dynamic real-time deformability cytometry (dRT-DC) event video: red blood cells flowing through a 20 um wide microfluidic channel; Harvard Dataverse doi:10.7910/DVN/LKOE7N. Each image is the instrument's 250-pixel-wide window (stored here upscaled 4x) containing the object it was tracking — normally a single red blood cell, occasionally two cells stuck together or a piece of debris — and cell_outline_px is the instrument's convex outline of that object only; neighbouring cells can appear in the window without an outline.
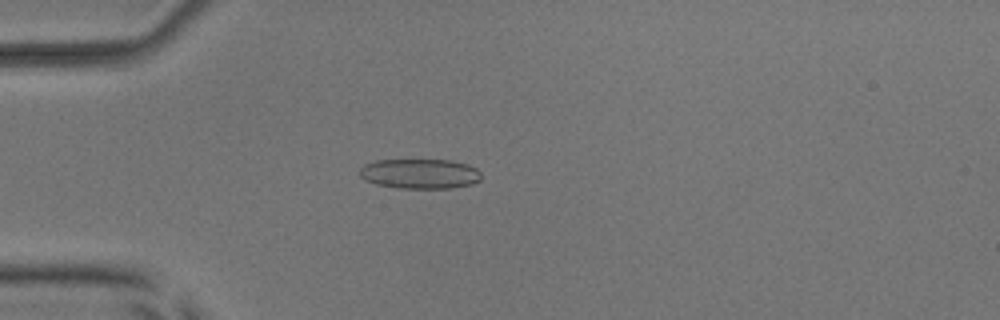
{"species": "common noctule bat (a hibernating species)", "species_latin": "Nyctalus noctula", "temperature_condition": "room temperature", "stored_images_in_passage": 43, "camera_frame_rate_fps": 3000, "um_per_image_px": 0.085, "animal": {"sex": "male", "body_mass_g": 17.9, "forearm_length_mm": 54.2}, "frame": {"image": 1, "passage_image": 16, "time_ms": 5.0, "image_size_px": [1000, 320], "cell_outline_px": [[480, 180], [472, 184], [452, 188], [396, 188], [376, 184], [360, 176], [360, 168], [364, 164], [376, 160], [452, 160], [468, 164], [476, 168], [480, 172]], "centroid_in_image_um": [35.71, 14.76], "position_along_channel_um": 49.3, "area_um2": 21.21}}
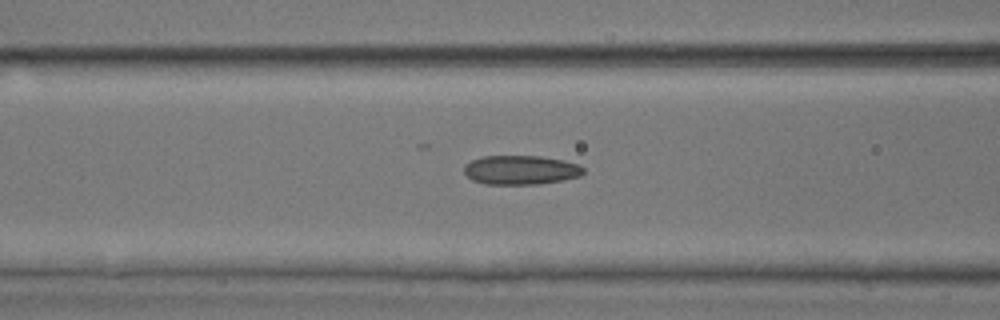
{"frame": {"image": 2, "passage_image": 23, "time_ms": 7.333, "image_size_px": [1000, 320], "cell_outline_px": [[584, 172], [580, 176], [564, 180], [536, 184], [484, 184], [472, 180], [464, 172], [464, 168], [472, 160], [484, 156], [540, 156], [564, 160], [580, 164], [584, 168]], "centroid_in_image_um": [44.31, 14.45], "position_along_channel_um": 122.3, "area_um2": 20.29}}
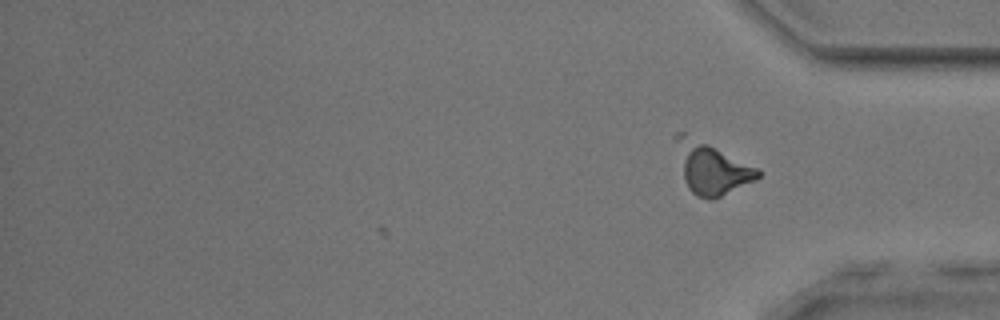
{"frame": {"image": 3, "passage_image": 43, "time_ms": 14.0, "image_size_px": [1000, 320], "cell_outline_px": [[760, 176], [756, 180], [712, 200], [708, 200], [696, 196], [688, 188], [684, 180], [672, 136], [676, 132], [684, 132], [760, 168]], "centroid_in_image_um": [60.45, 14.27], "position_along_channel_um": 374.7, "area_um2": 24.74}, "authors_computed_cell_mechanics": {"area_um2": 20.6346, "velocity_mm_per_s": 3.8145, "shape_relaxation_time_tau1_ms": 8.9187, "shape_relaxation_time_tau2_ms": 2.5693, "deformation_change_tau1": 0.1745, "deformation_change_tau2": 0.1081}}